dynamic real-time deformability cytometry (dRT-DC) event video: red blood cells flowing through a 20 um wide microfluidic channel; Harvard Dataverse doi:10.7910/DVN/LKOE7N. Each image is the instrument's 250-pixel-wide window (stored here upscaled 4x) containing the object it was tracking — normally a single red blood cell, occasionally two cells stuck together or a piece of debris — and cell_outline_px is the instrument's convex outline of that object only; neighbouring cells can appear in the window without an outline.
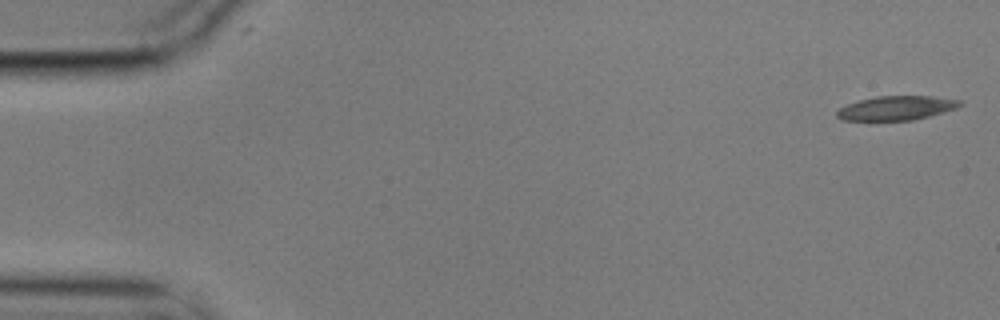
{"species": "common noctule bat (a hibernating species)", "species_latin": "Nyctalus noctula", "temperature_condition": "cold", "stored_images_in_passage": 6, "segment_of_instrument_passage": [1, 2], "camera_frame_rate_fps": 3000, "um_per_image_px": 0.085, "animal": {"sex": "male", "body_mass_g": 17.9}, "frame": {"image": 1, "passage_image": 1, "time_ms": 0.0, "image_size_px": [1000, 320], "cell_outline_px": [[964, 104], [956, 108], [928, 116], [912, 120], [840, 120], [836, 116], [836, 112], [840, 108], [848, 104], [860, 100], [876, 96], [932, 96], [960, 100]], "centroid_in_image_um": [76.19, 9.18], "position_along_channel_um": 8.8, "area_um2": 17.17}}
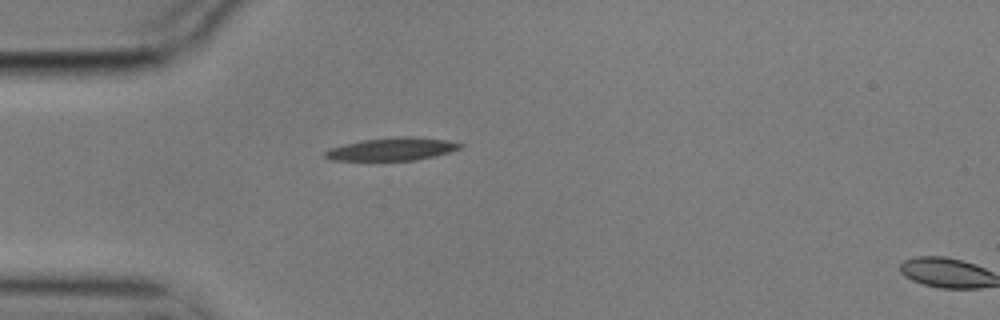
{"frame": {"image": 2, "passage_image": 5, "time_ms": 1.333, "image_size_px": [1000, 320], "cell_outline_px": [[464, 144], [460, 148], [448, 152], [416, 160], [332, 160], [324, 156], [324, 152], [328, 148], [360, 140], [400, 136], [408, 136], [448, 140]], "centroid_in_image_um": [33.29, 12.66], "position_along_channel_um": 51.7, "area_um2": 17.86}}